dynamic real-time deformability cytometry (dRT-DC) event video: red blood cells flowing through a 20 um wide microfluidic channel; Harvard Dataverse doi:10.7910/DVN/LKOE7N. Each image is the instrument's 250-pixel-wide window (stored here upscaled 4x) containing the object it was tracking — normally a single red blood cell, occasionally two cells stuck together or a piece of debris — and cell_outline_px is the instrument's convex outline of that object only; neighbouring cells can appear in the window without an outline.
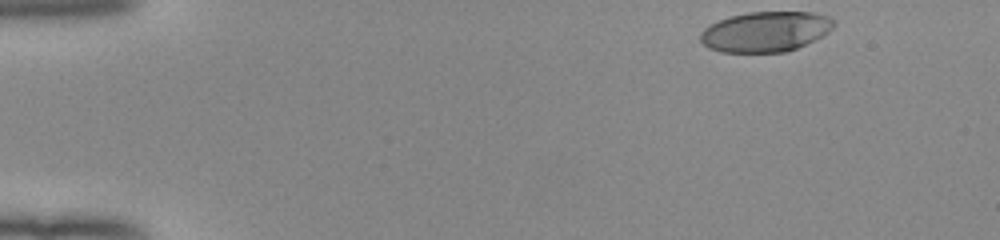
{"species": "human", "species_latin": "Homo sapiens", "temperature_condition": "room temperature", "stored_images_in_passage": 47, "camera_frame_rate_fps": 3000, "um_per_image_px": 0.085, "donor": {"sex": "female"}, "frame": {"image": 1, "passage_image": 1, "time_ms": 0.0, "image_size_px": [1000, 240], "cell_outline_px": [[836, 24], [828, 32], [796, 48], [784, 52], [720, 52], [708, 48], [700, 40], [700, 32], [704, 28], [716, 20], [728, 16], [748, 12], [812, 12], [828, 16], [836, 20]], "centroid_in_image_um": [65.03, 2.67], "position_along_channel_um": 20.0, "area_um2": 31.39}}
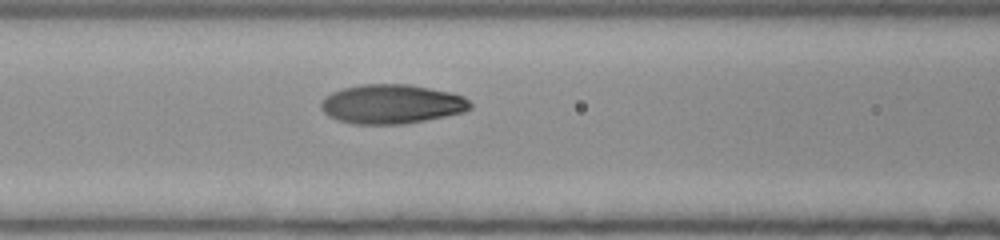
{"frame": {"image": 2, "passage_image": 18, "time_ms": 5.667, "image_size_px": [1000, 240], "cell_outline_px": [[472, 108], [464, 112], [404, 124], [352, 124], [336, 120], [328, 116], [320, 108], [320, 100], [324, 96], [332, 92], [344, 88], [360, 84], [408, 84], [452, 92], [464, 96], [472, 104]], "centroid_in_image_um": [33.26, 8.84], "position_along_channel_um": 133.3, "area_um2": 34.45}}
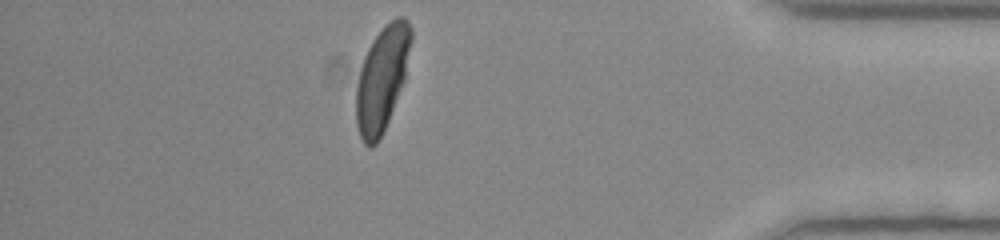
{"frame": {"image": 3, "passage_image": 41, "time_ms": 13.333, "image_size_px": [1000, 240], "cell_outline_px": [[412, 40], [404, 80], [388, 120], [376, 144], [372, 148], [368, 148], [364, 144], [360, 136], [356, 124], [356, 88], [360, 68], [364, 56], [372, 40], [396, 16], [404, 16], [408, 20], [412, 28]], "centroid_in_image_um": [32.47, 6.68], "position_along_channel_um": 402.7, "area_um2": 33.18}, "authors_computed_cell_mechanics": {"area_um2": 33.6396, "velocity_mm_per_s": 3.9742, "shape_relaxation_time_tau1_ms": 3.2443, "shape_relaxation_time_tau2_ms": null, "deformation_change_tau1": 0.1853, "deformation_change_tau2": null}}